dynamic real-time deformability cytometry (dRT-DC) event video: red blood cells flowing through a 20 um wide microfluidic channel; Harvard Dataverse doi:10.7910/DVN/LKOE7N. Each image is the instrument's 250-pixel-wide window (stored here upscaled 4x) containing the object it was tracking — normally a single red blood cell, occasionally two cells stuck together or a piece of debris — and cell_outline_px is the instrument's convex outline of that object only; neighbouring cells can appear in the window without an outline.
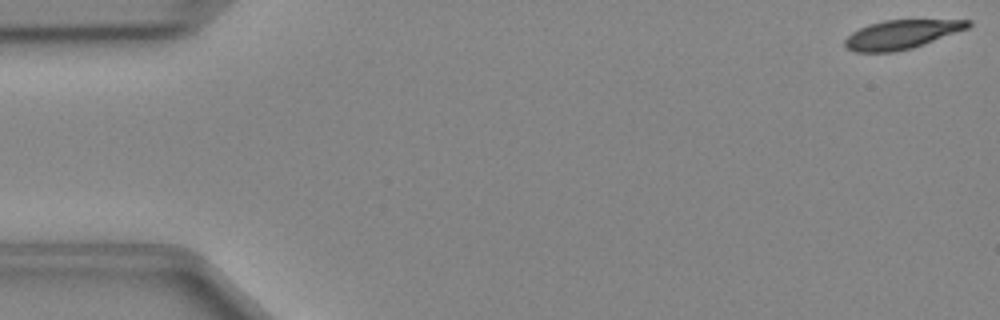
{"species": "Egyptian fruit bat (a non-hibernating species)", "species_latin": "Rousettus aegyptiacus", "temperature_condition": "cold", "stored_images_in_passage": 48, "camera_frame_rate_fps": 3000, "um_per_image_px": 0.085, "animal": {"sex": "female"}, "frame": {"image": 1, "passage_image": 1, "time_ms": 0.0, "image_size_px": [1000, 320], "cell_outline_px": [[972, 24], [968, 28], [924, 44], [912, 48], [892, 52], [856, 52], [844, 48], [844, 40], [852, 32], [868, 24], [884, 20], [972, 20]], "centroid_in_image_um": [76.59, 2.93], "position_along_channel_um": 8.4, "area_um2": 20.69}}
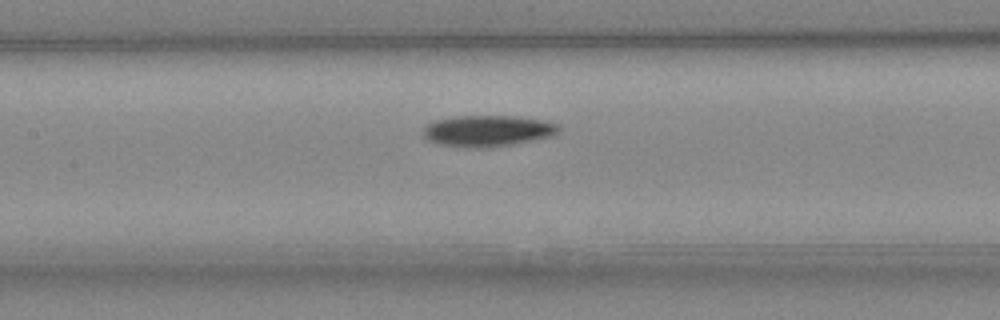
{"frame": {"image": 2, "passage_image": 22, "time_ms": 7.0, "image_size_px": [1000, 320], "cell_outline_px": [[560, 132], [552, 136], [512, 144], [484, 148], [468, 148], [436, 144], [428, 140], [424, 136], [424, 128], [428, 124], [436, 120], [456, 116], [516, 116], [540, 120], [560, 124]], "centroid_in_image_um": [41.45, 11.13], "position_along_channel_um": 165.9, "area_um2": 24.68}}
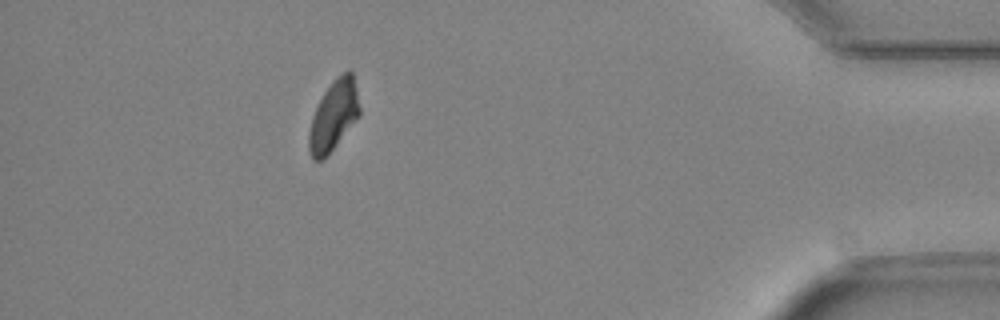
{"frame": {"image": 3, "passage_image": 43, "time_ms": 14.0, "image_size_px": [1000, 320], "cell_outline_px": [[360, 116], [324, 160], [312, 160], [308, 148], [308, 132], [312, 116], [324, 92], [332, 80], [336, 76], [348, 68], [352, 72], [356, 88], [360, 108]], "centroid_in_image_um": [28.35, 9.83], "position_along_channel_um": 406.8, "area_um2": 20.98}}